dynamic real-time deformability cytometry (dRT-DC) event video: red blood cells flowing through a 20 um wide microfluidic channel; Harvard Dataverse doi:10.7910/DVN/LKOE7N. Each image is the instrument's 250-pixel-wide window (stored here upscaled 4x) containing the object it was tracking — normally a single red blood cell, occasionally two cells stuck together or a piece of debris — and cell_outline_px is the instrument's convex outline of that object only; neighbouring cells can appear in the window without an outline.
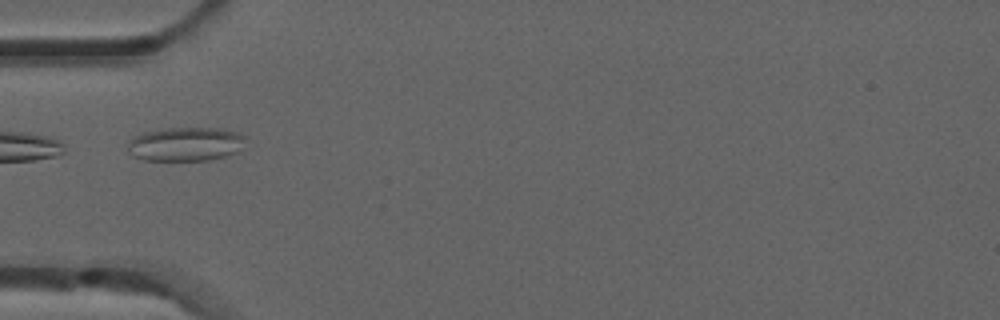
{"species": "common noctule bat (a hibernating species)", "species_latin": "Nyctalus noctula", "temperature_condition": "room temperature", "stored_images_in_passage": 8, "camera_frame_rate_fps": 3000, "um_per_image_px": 0.085, "animal": {"sex": "male", "forearm_length_mm": 52.5}, "frame": {"image": 1, "passage_image": 5, "time_ms": 1.333, "image_size_px": [1000, 320], "cell_outline_px": [[244, 136], [240, 152], [208, 160], [144, 160], [132, 156], [128, 152], [128, 140], [144, 132], [168, 128], [220, 128], [236, 132]], "centroid_in_image_um": [15.75, 12.25], "position_along_channel_um": 69.3, "area_um2": 23.24}}
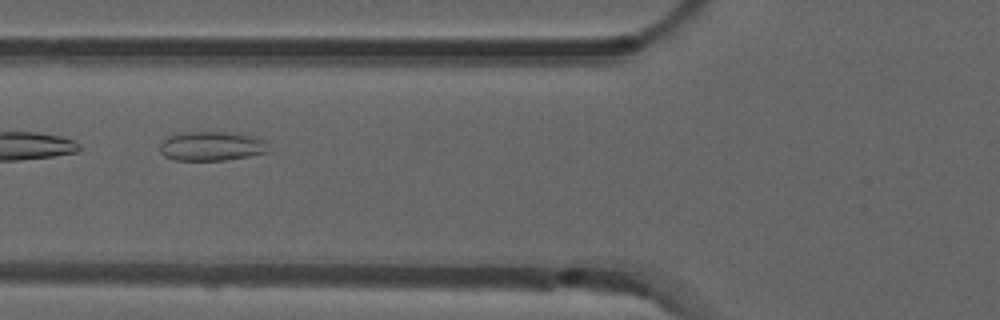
{"frame": {"image": 2, "passage_image": 6, "time_ms": 1.667, "image_size_px": [1000, 320], "cell_outline_px": [[268, 152], [248, 156], [224, 160], [172, 160], [164, 156], [160, 152], [160, 144], [168, 136], [184, 132], [236, 132], [252, 136], [260, 140], [264, 144]], "centroid_in_image_um": [17.91, 12.42], "position_along_channel_um": 107.9, "area_um2": 18.32}}
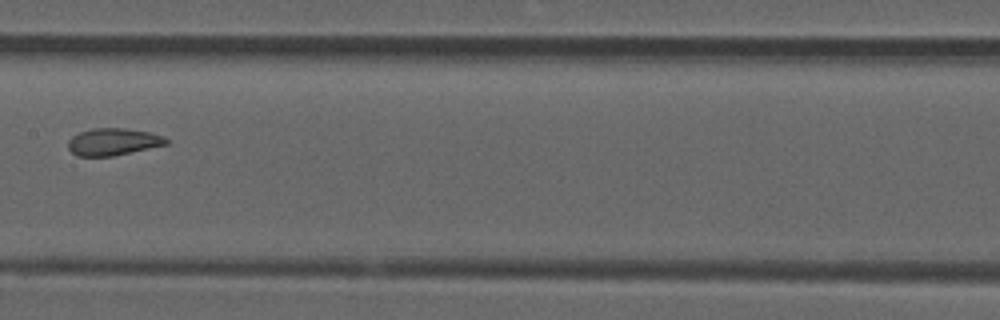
{"frame": {"image": 3, "passage_image": 8, "time_ms": 2.333, "image_size_px": [1000, 320], "cell_outline_px": [[168, 144], [112, 156], [76, 156], [68, 148], [68, 140], [72, 136], [80, 132], [92, 128], [124, 128], [148, 132], [164, 136], [168, 140]], "centroid_in_image_um": [9.59, 12.05], "position_along_channel_um": 197.8, "area_um2": 15.43}}